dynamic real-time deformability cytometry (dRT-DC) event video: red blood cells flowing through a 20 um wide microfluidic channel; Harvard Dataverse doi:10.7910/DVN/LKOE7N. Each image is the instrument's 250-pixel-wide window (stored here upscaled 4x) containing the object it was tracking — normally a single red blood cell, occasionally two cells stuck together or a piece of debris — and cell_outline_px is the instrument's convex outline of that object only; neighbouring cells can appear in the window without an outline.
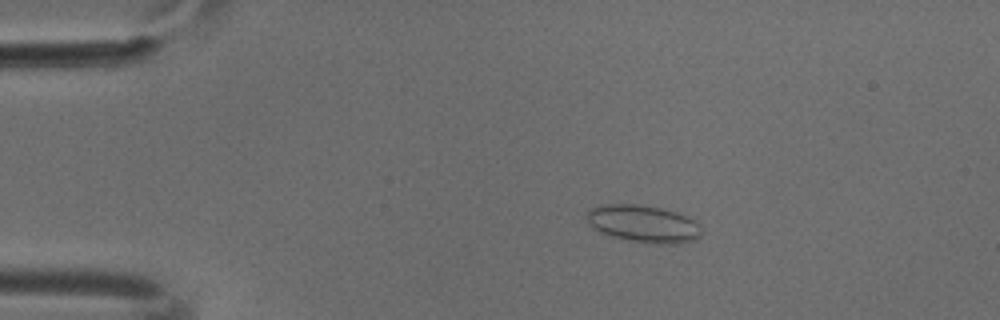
{"species": "common noctule bat (a hibernating species)", "species_latin": "Nyctalus noctula", "temperature_condition": "cold", "stored_images_in_passage": 51, "camera_frame_rate_fps": 3000, "um_per_image_px": 0.085, "animal": {"sex": "male", "body_mass_g": 18.8}, "frame": {"image": 1, "passage_image": 10, "time_ms": 3.0, "image_size_px": [1000, 320], "cell_outline_px": [[704, 232], [696, 240], [680, 244], [652, 244], [628, 240], [612, 236], [600, 232], [588, 220], [588, 208], [600, 204], [640, 204], [680, 212], [688, 216], [700, 224]], "centroid_in_image_um": [54.78, 19.02], "position_along_channel_um": 30.2, "area_um2": 25.37}}
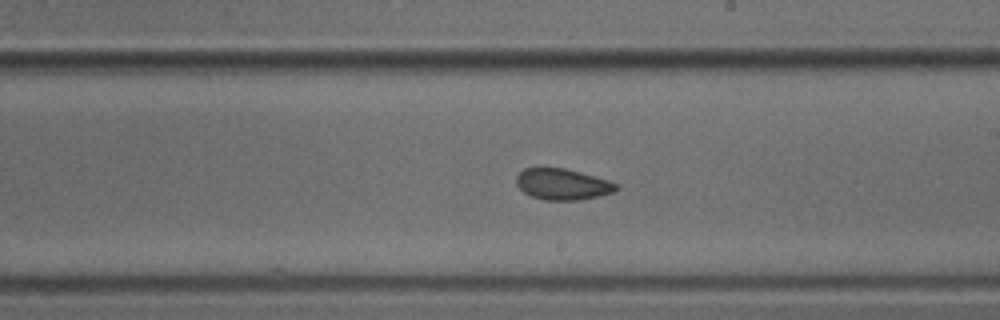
{"frame": {"image": 2, "passage_image": 30, "time_ms": 9.667, "image_size_px": [1000, 320], "cell_outline_px": [[620, 188], [612, 192], [596, 196], [576, 200], [544, 200], [532, 196], [524, 192], [516, 184], [516, 176], [524, 168], [564, 168], [580, 172], [608, 180], [616, 184]], "centroid_in_image_um": [47.78, 15.65], "position_along_channel_um": 241.2, "area_um2": 17.86}}
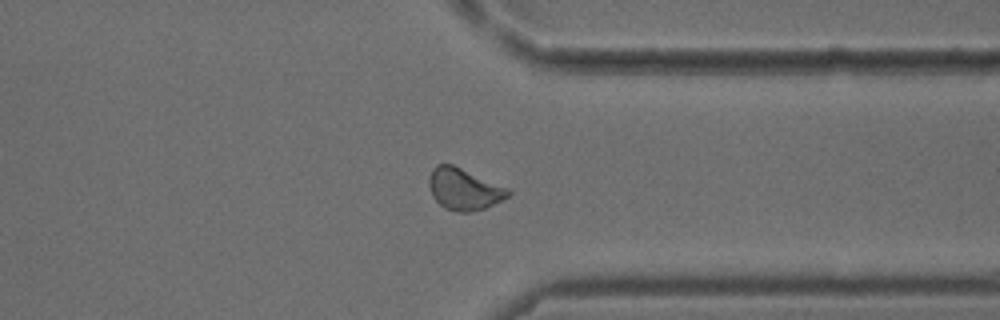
{"frame": {"image": 3, "passage_image": 40, "time_ms": 13.0, "image_size_px": [1000, 320], "cell_outline_px": [[512, 192], [508, 196], [484, 208], [468, 212], [460, 212], [444, 208], [432, 196], [428, 184], [428, 180], [432, 168], [436, 164], [452, 164], [508, 188]], "centroid_in_image_um": [39.4, 16.06], "position_along_channel_um": 372.0, "area_um2": 18.96}}